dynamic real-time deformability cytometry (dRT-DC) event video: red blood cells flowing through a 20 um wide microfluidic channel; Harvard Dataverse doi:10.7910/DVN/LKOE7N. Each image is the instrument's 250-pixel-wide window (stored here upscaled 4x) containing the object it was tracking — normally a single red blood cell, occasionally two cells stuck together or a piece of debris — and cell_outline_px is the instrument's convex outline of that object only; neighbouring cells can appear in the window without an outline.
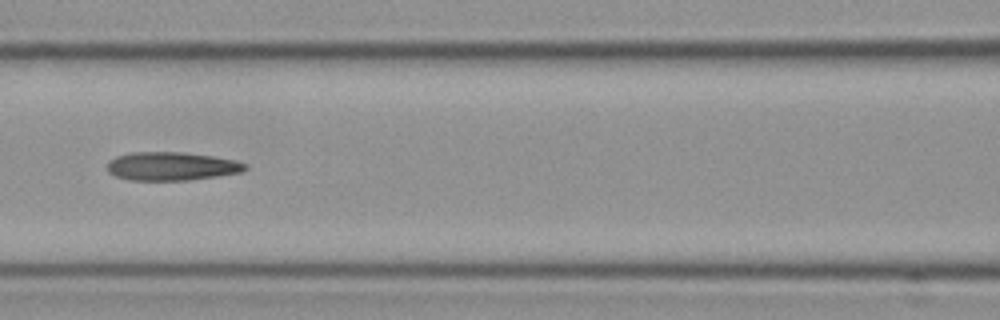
{"species": "Egyptian fruit bat (a non-hibernating species)", "species_latin": "Rousettus aegyptiacus", "temperature_condition": "cold", "stored_images_in_passage": 13, "camera_frame_rate_fps": 3000, "um_per_image_px": 0.085, "frame": {"image": 1, "passage_image": 6, "time_ms": 1.667, "image_size_px": [1000, 320], "cell_outline_px": [[248, 168], [244, 172], [188, 180], [128, 180], [116, 176], [108, 172], [108, 160], [116, 156], [132, 152], [180, 152], [212, 156], [236, 160], [248, 164]], "centroid_in_image_um": [14.6, 14.13], "position_along_channel_um": 152.0, "area_um2": 22.95}}
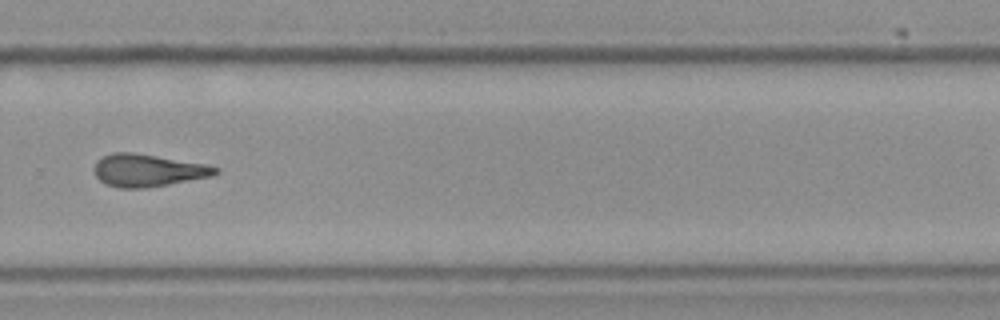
{"frame": {"image": 2, "passage_image": 10, "time_ms": 3.0, "image_size_px": [1000, 320], "cell_outline_px": [[220, 172], [212, 176], [148, 188], [120, 188], [104, 184], [96, 176], [92, 168], [104, 156], [112, 152], [132, 152], [208, 164], [220, 168]], "centroid_in_image_um": [12.59, 14.49], "position_along_channel_um": 317.2, "area_um2": 23.06}}
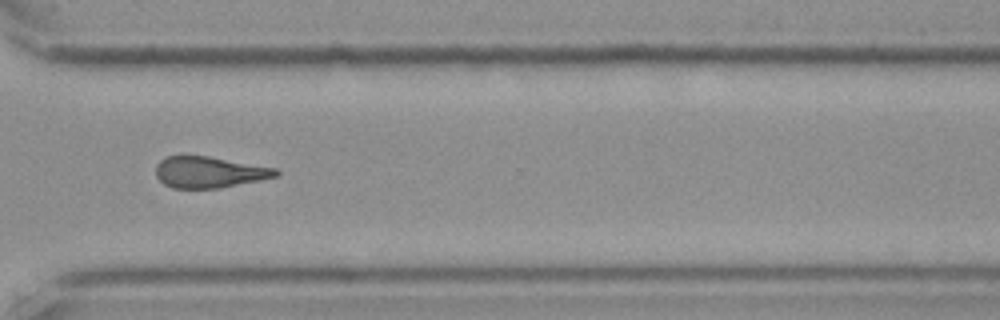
{"frame": {"image": 3, "passage_image": 11, "time_ms": 3.333, "image_size_px": [1000, 320], "cell_outline_px": [[280, 172], [276, 176], [260, 180], [220, 188], [172, 188], [164, 184], [156, 176], [156, 164], [160, 160], [168, 156], [180, 152], [208, 156], [276, 168]], "centroid_in_image_um": [17.72, 14.6], "position_along_channel_um": 352.9, "area_um2": 22.31}}